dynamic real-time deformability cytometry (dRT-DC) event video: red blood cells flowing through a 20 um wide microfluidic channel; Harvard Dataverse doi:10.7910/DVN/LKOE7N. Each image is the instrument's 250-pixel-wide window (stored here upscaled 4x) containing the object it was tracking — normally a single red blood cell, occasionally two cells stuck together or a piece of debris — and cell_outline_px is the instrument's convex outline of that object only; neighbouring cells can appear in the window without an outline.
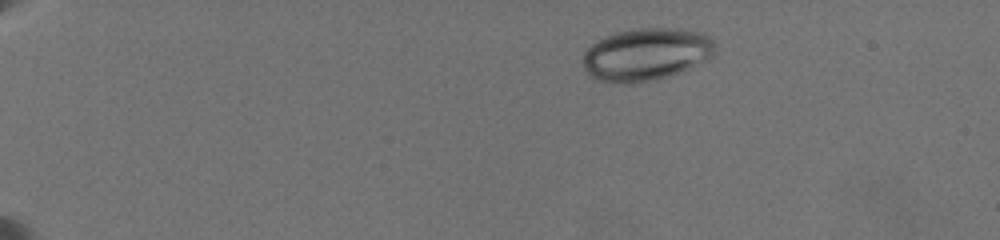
{"species": "common noctule bat (a hibernating species)", "species_latin": "Nyctalus noctula", "temperature_condition": "warm", "stored_images_in_passage": 24, "camera_frame_rate_fps": 3000, "um_per_image_px": 0.085, "animal": {"sex": "female", "body_mass_g": 19.5, "forearm_length_mm": 54.1}, "frame": {"image": 1, "passage_image": 1, "time_ms": 0.0, "image_size_px": [1000, 240], "cell_outline_px": [[716, 48], [712, 56], [708, 60], [684, 72], [656, 80], [632, 84], [616, 84], [596, 80], [588, 76], [584, 68], [584, 52], [592, 44], [616, 32], [640, 28], [684, 28], [704, 32], [712, 36]], "centroid_in_image_um": [54.99, 4.64], "position_along_channel_um": 30.0, "area_um2": 41.38}}